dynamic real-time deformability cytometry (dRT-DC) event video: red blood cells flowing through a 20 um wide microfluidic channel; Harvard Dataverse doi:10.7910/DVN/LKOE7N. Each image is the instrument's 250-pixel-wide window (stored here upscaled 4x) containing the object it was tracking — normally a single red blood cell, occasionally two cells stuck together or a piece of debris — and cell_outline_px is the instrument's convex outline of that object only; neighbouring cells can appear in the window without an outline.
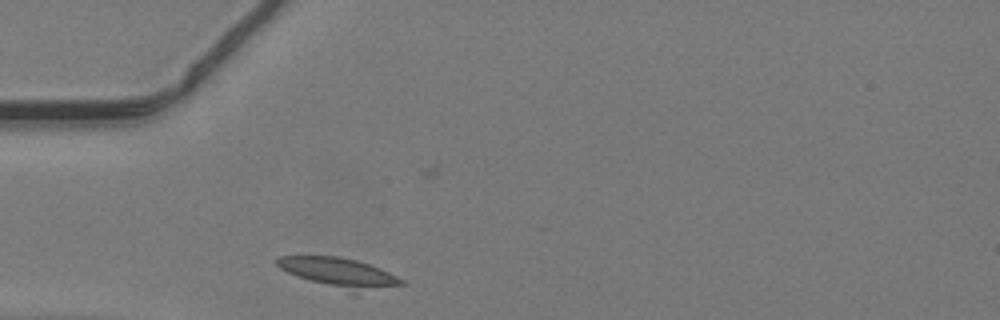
{"species": "common noctule bat (a hibernating species)", "species_latin": "Nyctalus noctula", "temperature_condition": "warm", "stored_images_in_passage": 29, "camera_frame_rate_fps": 3000, "um_per_image_px": 0.085, "animal": {"sex": "male", "body_mass_g": 19.2, "forearm_length_mm": 51.8}, "frame": {"image": 1, "passage_image": 1, "time_ms": 0.0, "image_size_px": [1000, 320], "cell_outline_px": [[404, 284], [356, 296], [352, 296], [296, 276], [280, 268], [276, 264], [276, 260], [280, 256], [336, 256], [356, 260], [380, 268], [404, 280]], "centroid_in_image_um": [28.88, 23.26], "position_along_channel_um": 56.1, "area_um2": 22.37}}
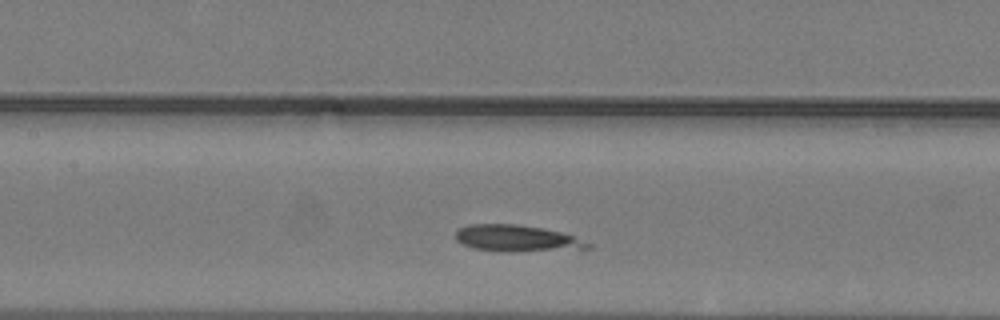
{"frame": {"image": 2, "passage_image": 9, "time_ms": 2.667, "image_size_px": [1000, 320], "cell_outline_px": [[592, 248], [512, 252], [500, 252], [476, 248], [464, 244], [456, 240], [456, 232], [460, 228], [468, 224], [516, 224], [540, 228], [560, 232], [572, 236], [592, 244]], "centroid_in_image_um": [43.91, 20.27], "position_along_channel_um": 163.5, "area_um2": 20.23}}
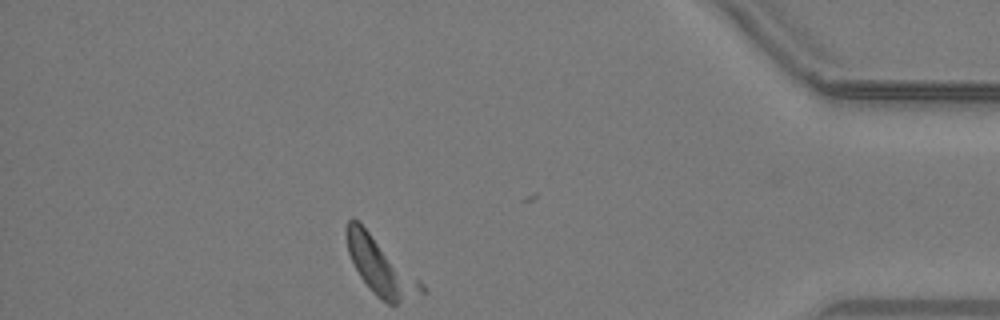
{"frame": {"image": 3, "passage_image": 29, "time_ms": 9.333, "image_size_px": [1000, 320], "cell_outline_px": [[428, 292], [396, 304], [388, 304], [376, 296], [372, 292], [360, 276], [348, 252], [344, 232], [344, 228], [348, 220], [352, 216], [420, 280], [424, 284]], "centroid_in_image_um": [32.34, 22.67], "position_along_channel_um": 402.9, "area_um2": 24.39}}